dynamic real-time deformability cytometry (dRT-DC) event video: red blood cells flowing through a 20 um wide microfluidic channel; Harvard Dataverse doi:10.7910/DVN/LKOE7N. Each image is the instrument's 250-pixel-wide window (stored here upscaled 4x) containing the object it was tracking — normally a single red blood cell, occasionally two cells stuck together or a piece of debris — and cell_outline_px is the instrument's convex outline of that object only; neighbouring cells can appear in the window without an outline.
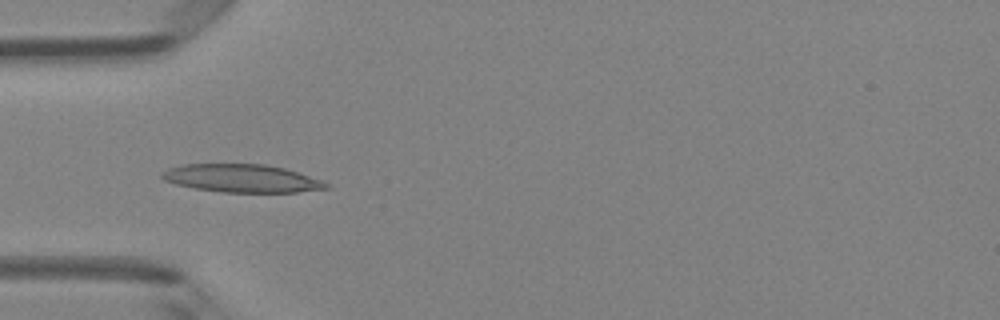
{"species": "Egyptian fruit bat (a non-hibernating species)", "species_latin": "Rousettus aegyptiacus", "temperature_condition": "room temperature", "stored_images_in_passage": 41, "camera_frame_rate_fps": 3000, "um_per_image_px": 0.085, "animal": {"sex": "female"}, "frame": {"image": 1, "passage_image": 8, "time_ms": 2.333, "image_size_px": [1000, 320], "cell_outline_px": [[332, 188], [296, 192], [224, 192], [196, 188], [176, 184], [164, 180], [160, 176], [160, 172], [168, 168], [184, 164], [264, 164], [284, 168], [320, 180], [328, 184]], "centroid_in_image_um": [20.52, 15.15], "position_along_channel_um": 64.5, "area_um2": 26.59}}
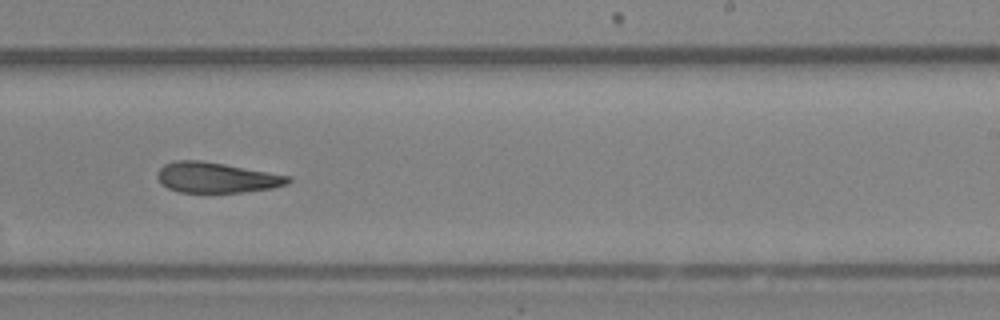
{"frame": {"image": 2, "passage_image": 23, "time_ms": 7.333, "image_size_px": [1000, 320], "cell_outline_px": [[292, 180], [288, 184], [272, 188], [244, 192], [180, 192], [168, 188], [160, 184], [156, 176], [156, 172], [164, 164], [176, 160], [200, 160], [224, 164], [292, 176]], "centroid_in_image_um": [18.39, 15.09], "position_along_channel_um": 270.6, "area_um2": 23.29}}
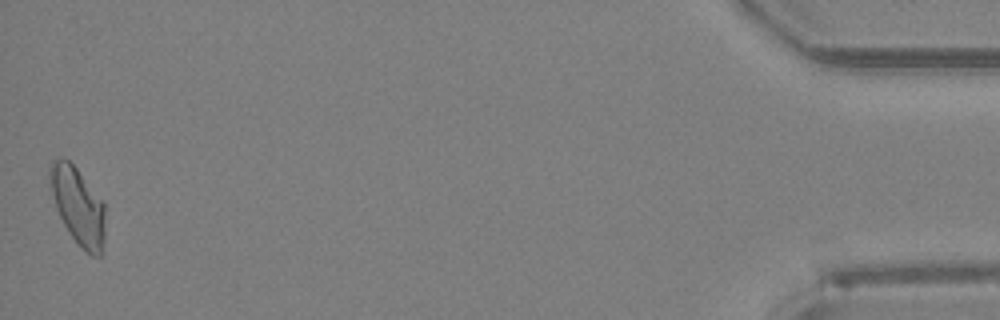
{"frame": {"image": 3, "passage_image": 41, "time_ms": 13.333, "image_size_px": [1000, 320], "cell_outline_px": [[104, 240], [100, 256], [92, 256], [80, 248], [64, 224], [56, 208], [48, 176], [48, 164], [52, 160], [68, 160], [76, 168], [104, 204]], "centroid_in_image_um": [6.61, 17.52], "position_along_channel_um": 428.6, "area_um2": 24.39}, "authors_computed_cell_mechanics": {"area_um2": 24.3916, "velocity_mm_per_s": 4.1625, "shape_relaxation_time_tau1_ms": null, "shape_relaxation_time_tau2_ms": 4.808, "deformation_change_tau1": null, "deformation_change_tau2": 0.154}}